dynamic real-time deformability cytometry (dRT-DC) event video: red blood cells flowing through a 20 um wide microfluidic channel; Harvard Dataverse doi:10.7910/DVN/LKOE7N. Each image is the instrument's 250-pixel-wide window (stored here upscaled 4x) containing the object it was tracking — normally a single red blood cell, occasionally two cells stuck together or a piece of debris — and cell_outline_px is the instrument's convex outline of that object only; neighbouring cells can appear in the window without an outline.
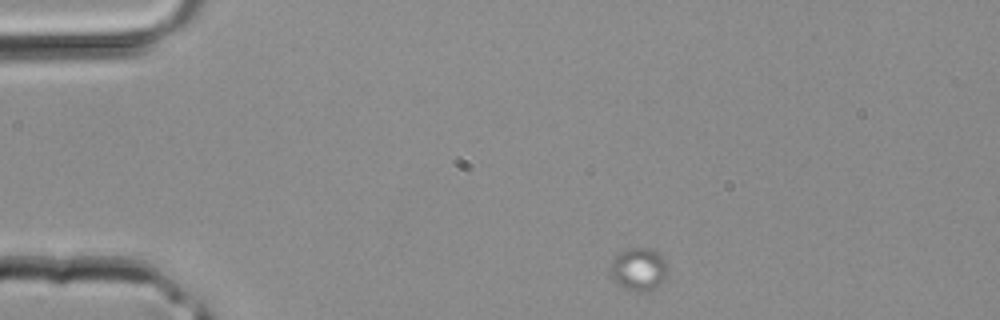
{"species": "common noctule bat (a hibernating species)", "species_latin": "Nyctalus noctula", "temperature_condition": "room temperature", "stored_images_in_passage": 15, "camera_frame_rate_fps": 3000, "um_per_image_px": 0.085, "animal": {"sex": "male", "body_mass_g": 20.4}, "frame": {"image": 1, "passage_image": 1, "time_ms": 0.0, "image_size_px": [1000, 320], "cell_outline_px": [[668, 268], [664, 280], [652, 288], [640, 292], [636, 292], [624, 288], [616, 284], [612, 280], [608, 272], [608, 268], [612, 260], [620, 252], [628, 248], [648, 248], [656, 252], [664, 260]], "centroid_in_image_um": [54.21, 22.89], "position_along_channel_um": 30.8, "area_um2": 14.33}}